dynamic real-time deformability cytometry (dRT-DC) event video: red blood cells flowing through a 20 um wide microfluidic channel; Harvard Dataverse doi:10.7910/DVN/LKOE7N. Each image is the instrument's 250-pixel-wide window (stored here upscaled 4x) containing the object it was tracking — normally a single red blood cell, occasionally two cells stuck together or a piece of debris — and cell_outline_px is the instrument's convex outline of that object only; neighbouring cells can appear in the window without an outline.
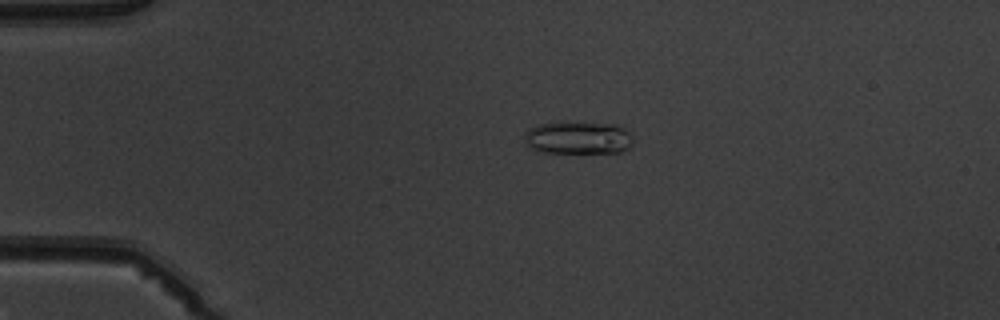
{"species": "common noctule bat (a hibernating species)", "species_latin": "Nyctalus noctula", "temperature_condition": "warm", "stored_images_in_passage": 4, "camera_frame_rate_fps": 3000, "um_per_image_px": 0.085, "animal": {"sex": "male", "body_mass_g": 19.5, "forearm_length_mm": 54.6}, "frame": {"image": 1, "passage_image": 3, "time_ms": 2.333, "image_size_px": [1000, 320], "cell_outline_px": [[632, 144], [628, 148], [620, 152], [544, 152], [532, 148], [524, 140], [524, 132], [536, 124], [560, 120], [564, 120], [620, 124], [632, 132]], "centroid_in_image_um": [49.17, 11.64], "position_along_channel_um": 35.8, "area_um2": 21.5}}